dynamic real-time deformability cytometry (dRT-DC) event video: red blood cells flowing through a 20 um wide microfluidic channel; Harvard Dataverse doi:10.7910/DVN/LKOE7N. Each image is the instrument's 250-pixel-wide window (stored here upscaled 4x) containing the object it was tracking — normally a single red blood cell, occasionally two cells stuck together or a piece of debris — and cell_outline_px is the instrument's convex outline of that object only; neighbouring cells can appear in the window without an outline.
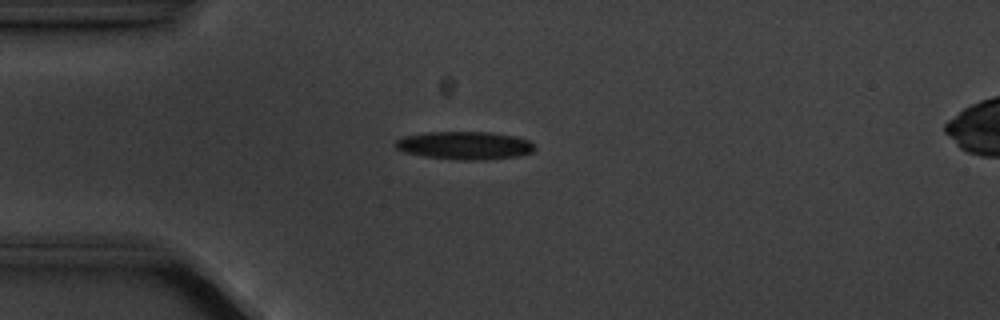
{"species": "common noctule bat (a hibernating species)", "species_latin": "Nyctalus noctula", "temperature_condition": "cold", "stored_images_in_passage": 7, "camera_frame_rate_fps": 3000, "um_per_image_px": 0.085, "animal": {"sex": "male", "body_mass_g": 20.1, "forearm_length_mm": 53.5}, "frame": {"image": 1, "passage_image": 3, "time_ms": 2.333, "image_size_px": [1000, 320], "cell_outline_px": [[536, 148], [532, 152], [516, 156], [484, 160], [464, 160], [424, 156], [404, 152], [396, 148], [396, 140], [404, 136], [424, 132], [492, 132], [516, 136], [528, 140], [536, 144]], "centroid_in_image_um": [39.53, 12.35], "position_along_channel_um": 45.5, "area_um2": 22.77}}
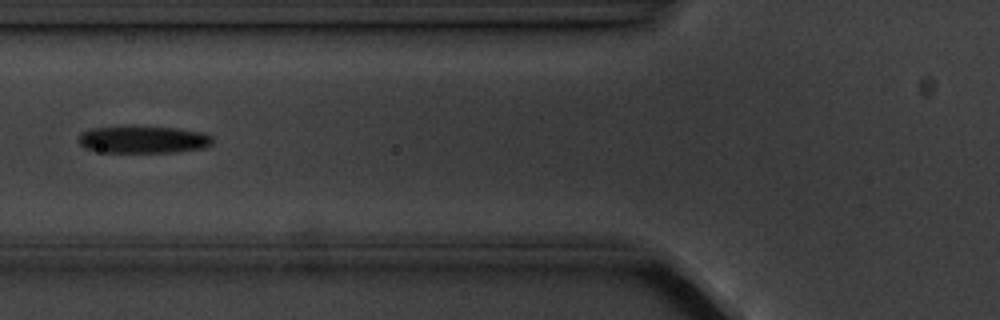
{"frame": {"image": 2, "passage_image": 5, "time_ms": 4.667, "image_size_px": [1000, 320], "cell_outline_px": [[212, 144], [200, 148], [172, 152], [104, 152], [84, 148], [76, 140], [80, 132], [92, 128], [132, 124], [176, 128], [204, 132], [212, 136]], "centroid_in_image_um": [12.1, 11.82], "position_along_channel_um": 113.7, "area_um2": 21.96}}